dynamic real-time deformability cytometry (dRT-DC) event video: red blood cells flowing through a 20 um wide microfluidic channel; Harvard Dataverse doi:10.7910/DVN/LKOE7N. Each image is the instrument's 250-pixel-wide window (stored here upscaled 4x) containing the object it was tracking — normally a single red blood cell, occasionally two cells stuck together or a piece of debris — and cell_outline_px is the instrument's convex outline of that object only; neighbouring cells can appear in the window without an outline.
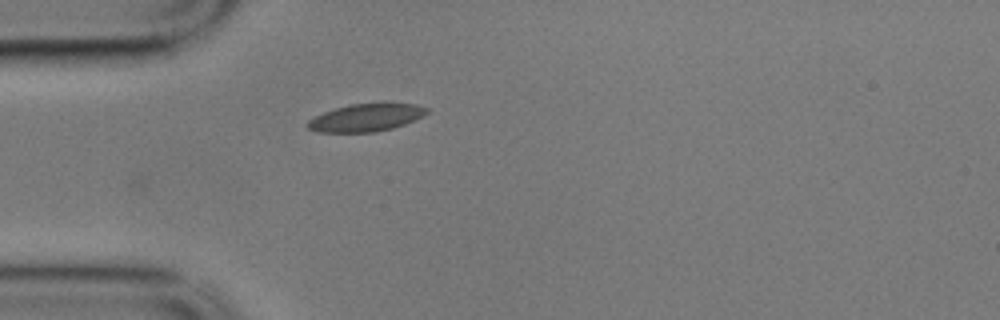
{"species": "common noctule bat (a hibernating species)", "species_latin": "Nyctalus noctula", "temperature_condition": "cold", "stored_images_in_passage": 1, "camera_frame_rate_fps": 3000, "um_per_image_px": 0.085, "animal": {"sex": "male", "body_mass_g": 17.9}, "frame": {"image": 1, "passage_image": 1, "time_ms": 0.0, "image_size_px": [1000, 320], "cell_outline_px": [[428, 112], [424, 116], [404, 124], [392, 128], [376, 132], [316, 132], [308, 128], [308, 120], [324, 112], [336, 108], [352, 104], [384, 100], [416, 104], [428, 108]], "centroid_in_image_um": [31.19, 9.95], "position_along_channel_um": 53.8, "area_um2": 19.77}}